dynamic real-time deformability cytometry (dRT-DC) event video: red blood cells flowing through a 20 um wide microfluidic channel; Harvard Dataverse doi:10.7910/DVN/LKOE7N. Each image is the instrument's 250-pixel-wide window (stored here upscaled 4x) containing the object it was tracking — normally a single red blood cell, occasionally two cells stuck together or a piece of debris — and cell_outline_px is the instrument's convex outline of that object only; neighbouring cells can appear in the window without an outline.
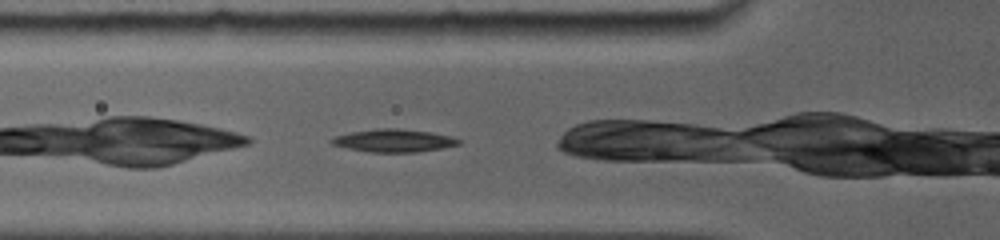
{"species": "common noctule bat (a hibernating species)", "species_latin": "Nyctalus noctula", "temperature_condition": "room temperature", "stored_images_in_passage": 12, "camera_frame_rate_fps": 5000, "um_per_image_px": 0.085, "animal": {"sex": "female", "body_mass_g": 19.0, "forearm_length_mm": 56.7}, "frame": {"image": 1, "passage_image": 2, "time_ms": 0.6, "image_size_px": [1000, 240], "cell_outline_px": [[460, 144], [440, 148], [416, 152], [368, 152], [348, 148], [332, 144], [328, 140], [332, 136], [348, 132], [376, 128], [396, 128], [432, 132], [452, 136], [460, 140]], "centroid_in_image_um": [33.41, 11.94], "position_along_channel_um": 92.4, "area_um2": 17.05}}
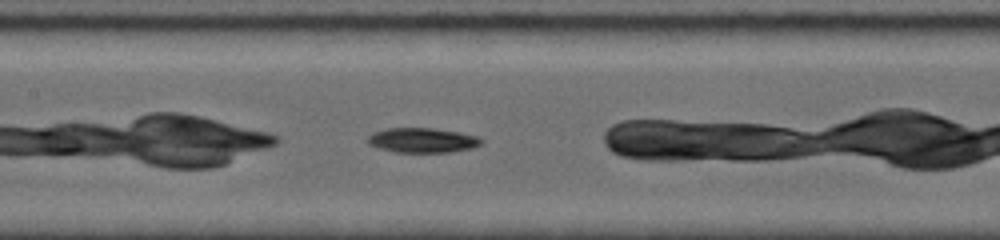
{"frame": {"image": 2, "passage_image": 6, "time_ms": 2.6, "image_size_px": [1000, 240], "cell_outline_px": [[484, 140], [480, 144], [472, 148], [452, 152], [396, 152], [380, 148], [368, 144], [368, 136], [372, 132], [388, 128], [432, 128], [460, 132], [480, 136]], "centroid_in_image_um": [35.94, 11.91], "position_along_channel_um": 171.5, "area_um2": 16.47}}
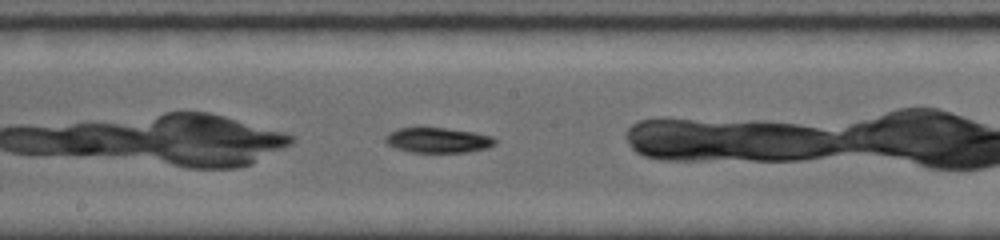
{"frame": {"image": 3, "passage_image": 8, "time_ms": 3.6, "image_size_px": [1000, 240], "cell_outline_px": [[496, 144], [488, 148], [468, 152], [412, 152], [396, 148], [388, 144], [384, 140], [384, 136], [388, 132], [396, 128], [420, 124], [472, 132], [492, 136], [496, 140]], "centroid_in_image_um": [37.15, 11.87], "position_along_channel_um": 211.0, "area_um2": 16.82}}